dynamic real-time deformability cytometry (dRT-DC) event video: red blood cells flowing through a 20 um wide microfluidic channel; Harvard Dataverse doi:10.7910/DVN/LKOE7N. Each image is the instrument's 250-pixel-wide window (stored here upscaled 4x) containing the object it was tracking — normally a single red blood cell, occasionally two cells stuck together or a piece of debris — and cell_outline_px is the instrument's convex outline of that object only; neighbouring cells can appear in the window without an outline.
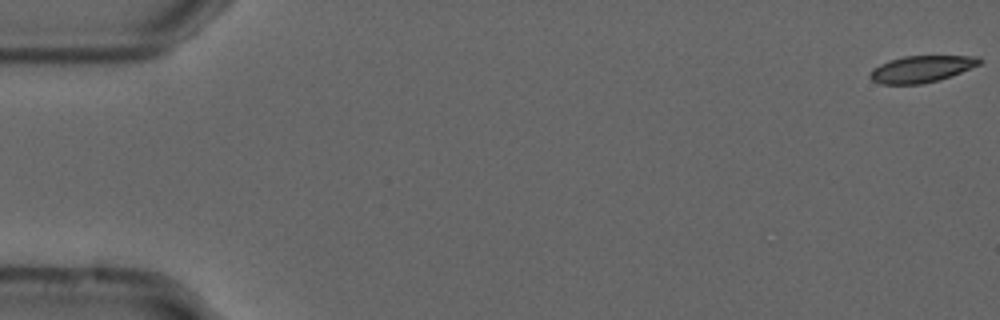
{"species": "common noctule bat (a hibernating species)", "species_latin": "Nyctalus noctula", "temperature_condition": "cold", "stored_images_in_passage": 10, "camera_frame_rate_fps": 3000, "um_per_image_px": 0.085, "animal": {"sex": "male", "forearm_length_mm": 52.5}, "frame": {"image": 1, "passage_image": 1, "time_ms": 0.0, "image_size_px": [1000, 320], "cell_outline_px": [[984, 60], [980, 64], [960, 72], [936, 80], [920, 84], [880, 84], [872, 80], [868, 76], [872, 68], [888, 60], [904, 56], [980, 56]], "centroid_in_image_um": [78.29, 5.85], "position_along_channel_um": 6.7, "area_um2": 16.94}}